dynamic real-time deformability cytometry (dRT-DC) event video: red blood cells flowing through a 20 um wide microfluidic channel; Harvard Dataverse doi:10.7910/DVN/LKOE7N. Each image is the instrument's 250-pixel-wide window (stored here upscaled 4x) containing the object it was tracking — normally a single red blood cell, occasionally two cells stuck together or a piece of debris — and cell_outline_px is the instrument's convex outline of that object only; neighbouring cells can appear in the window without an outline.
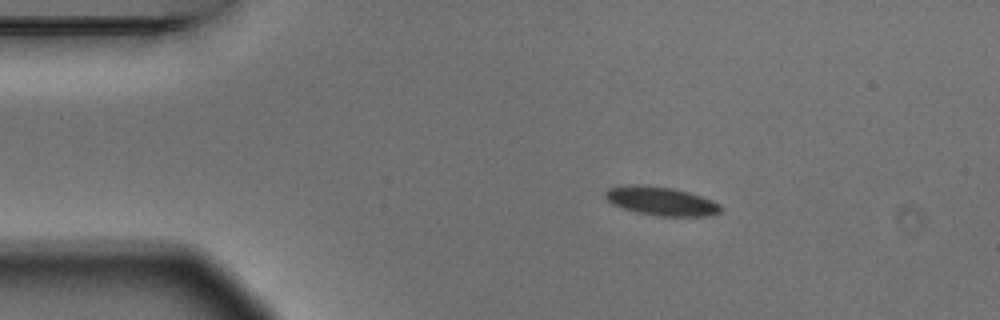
{"species": "Egyptian fruit bat (a non-hibernating species)", "species_latin": "Rousettus aegyptiacus", "temperature_condition": "warm", "stored_images_in_passage": 2, "camera_frame_rate_fps": 3000, "um_per_image_px": 0.085, "animal": {"sex": "male"}, "frame": {"image": 1, "passage_image": 1, "time_ms": 0.0, "image_size_px": [1000, 320], "cell_outline_px": [[724, 208], [720, 212], [708, 216], [656, 216], [636, 212], [612, 204], [604, 196], [604, 192], [608, 188], [628, 184], [644, 184], [672, 188], [688, 192], [712, 200], [720, 204]], "centroid_in_image_um": [56.19, 17.09], "position_along_channel_um": 28.8, "area_um2": 19.48}}